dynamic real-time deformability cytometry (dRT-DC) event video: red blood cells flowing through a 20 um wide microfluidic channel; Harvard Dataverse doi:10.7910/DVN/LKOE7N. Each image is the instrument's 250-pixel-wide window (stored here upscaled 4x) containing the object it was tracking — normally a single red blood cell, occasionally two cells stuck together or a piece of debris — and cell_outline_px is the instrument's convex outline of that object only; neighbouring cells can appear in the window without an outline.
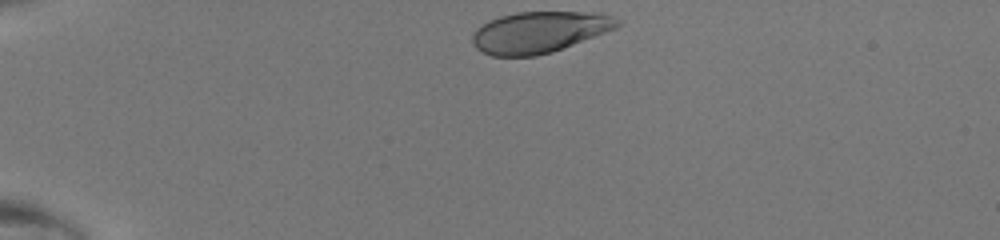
{"species": "human", "species_latin": "Homo sapiens", "temperature_condition": "room temperature", "stored_images_in_passage": 31, "camera_frame_rate_fps": 3000, "um_per_image_px": 0.085, "donor": {"sex": "male"}, "frame": {"image": 1, "passage_image": 1, "time_ms": 0.0, "image_size_px": [1000, 240], "cell_outline_px": [[620, 24], [616, 28], [552, 52], [536, 56], [492, 56], [476, 48], [472, 44], [472, 36], [476, 28], [488, 20], [500, 16], [516, 12], [600, 12], [612, 16], [620, 20]], "centroid_in_image_um": [45.82, 2.72], "position_along_channel_um": 39.2, "area_um2": 34.91}}
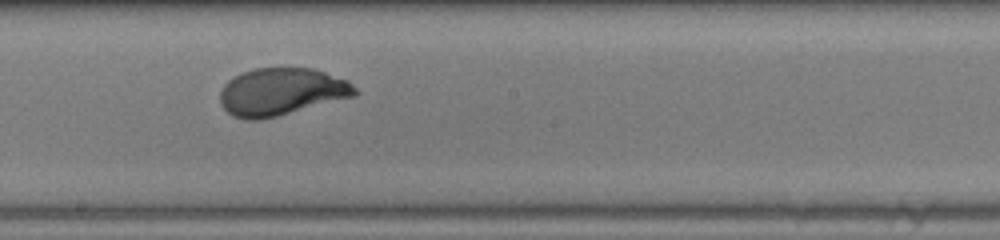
{"frame": {"image": 2, "passage_image": 18, "time_ms": 5.667, "image_size_px": [1000, 240], "cell_outline_px": [[360, 92], [356, 96], [260, 120], [244, 120], [232, 116], [220, 104], [220, 92], [224, 84], [228, 80], [252, 68], [312, 68], [348, 80]], "centroid_in_image_um": [23.92, 7.8], "position_along_channel_um": 224.3, "area_um2": 37.34}}
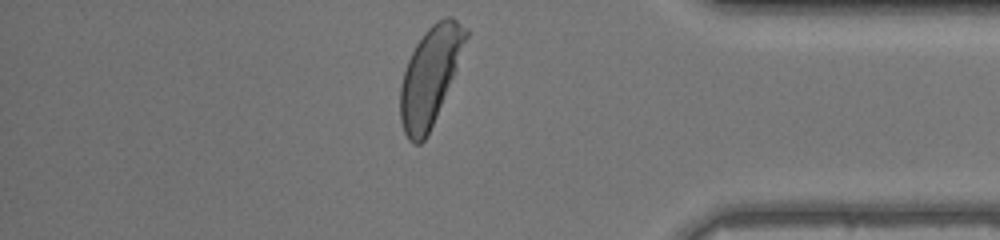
{"frame": {"image": 3, "passage_image": 31, "time_ms": 10.0, "image_size_px": [1000, 240], "cell_outline_px": [[468, 36], [456, 68], [436, 116], [424, 140], [420, 144], [412, 144], [408, 140], [404, 132], [400, 120], [400, 88], [404, 72], [408, 60], [416, 44], [424, 32], [436, 20], [444, 16], [452, 16], [468, 28]], "centroid_in_image_um": [36.54, 6.43], "position_along_channel_um": 398.7, "area_um2": 36.82}}